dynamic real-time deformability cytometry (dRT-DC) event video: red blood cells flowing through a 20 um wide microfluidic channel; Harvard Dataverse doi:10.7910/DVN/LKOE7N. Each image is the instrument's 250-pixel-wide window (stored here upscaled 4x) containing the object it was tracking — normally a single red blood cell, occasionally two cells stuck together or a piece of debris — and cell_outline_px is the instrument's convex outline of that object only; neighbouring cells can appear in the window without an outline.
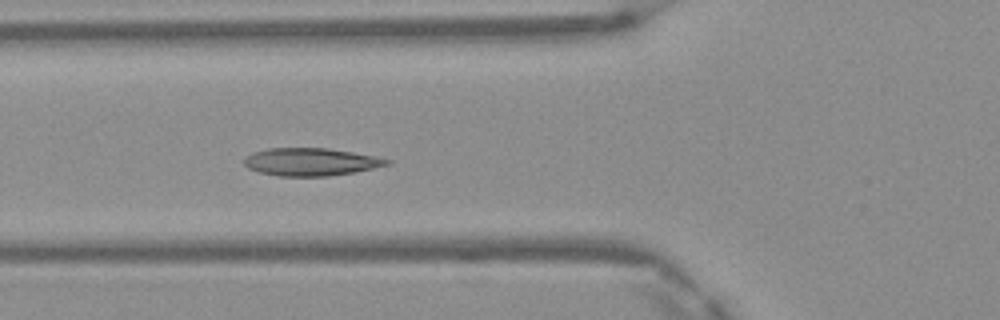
{"species": "Egyptian fruit bat (a non-hibernating species)", "species_latin": "Rousettus aegyptiacus", "temperature_condition": "warm", "stored_images_in_passage": 4, "camera_frame_rate_fps": 3000, "um_per_image_px": 0.085, "frame": {"image": 1, "passage_image": 4, "time_ms": 1.0, "image_size_px": [1000, 320], "cell_outline_px": [[392, 164], [352, 172], [328, 176], [280, 176], [260, 172], [248, 168], [244, 164], [244, 160], [252, 152], [268, 148], [328, 148], [352, 152], [392, 160]], "centroid_in_image_um": [26.41, 13.75], "position_along_channel_um": 99.4, "area_um2": 22.83}}